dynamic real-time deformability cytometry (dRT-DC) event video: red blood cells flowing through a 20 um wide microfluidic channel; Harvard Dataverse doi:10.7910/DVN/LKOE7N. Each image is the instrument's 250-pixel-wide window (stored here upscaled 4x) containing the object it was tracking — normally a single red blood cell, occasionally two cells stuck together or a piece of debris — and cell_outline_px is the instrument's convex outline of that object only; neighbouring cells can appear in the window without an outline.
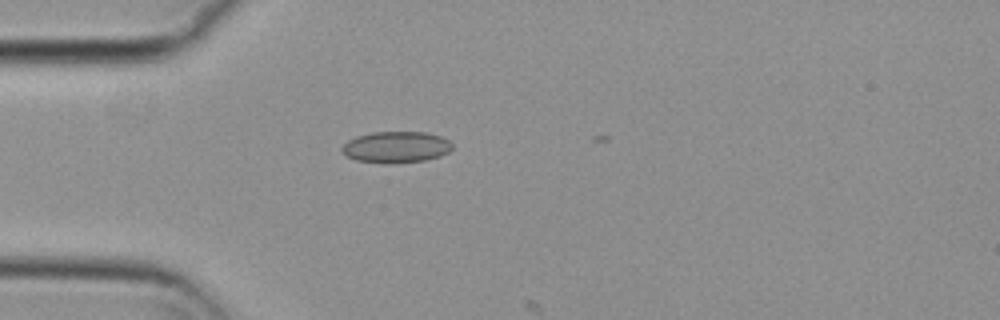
{"species": "common noctule bat (a hibernating species)", "species_latin": "Nyctalus noctula", "temperature_condition": "cold", "stored_images_in_passage": 2, "camera_frame_rate_fps": 3000, "um_per_image_px": 0.085, "animal": {"sex": "female", "body_mass_g": 29.2, "forearm_length_mm": 56.3}, "frame": {"image": 1, "passage_image": 1, "time_ms": 0.0, "image_size_px": [1000, 320], "cell_outline_px": [[452, 148], [448, 152], [440, 156], [424, 160], [392, 164], [356, 160], [348, 156], [340, 148], [348, 140], [356, 136], [372, 132], [424, 132], [440, 136], [448, 140], [452, 144]], "centroid_in_image_um": [33.67, 12.5], "position_along_channel_um": 51.3, "area_um2": 20.06}}